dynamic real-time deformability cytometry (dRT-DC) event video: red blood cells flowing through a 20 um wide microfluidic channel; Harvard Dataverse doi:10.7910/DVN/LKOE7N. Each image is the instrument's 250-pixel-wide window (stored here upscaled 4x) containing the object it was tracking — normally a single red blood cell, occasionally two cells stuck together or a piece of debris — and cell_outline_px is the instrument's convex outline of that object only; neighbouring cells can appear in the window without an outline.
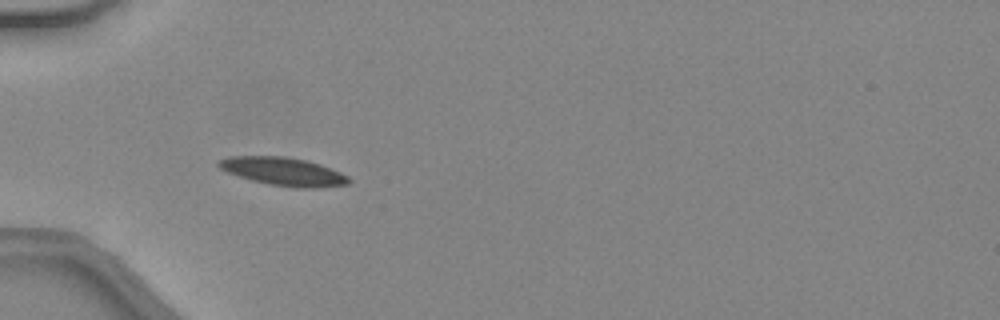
{"species": "common noctule bat (a hibernating species)", "species_latin": "Nyctalus noctula", "temperature_condition": "warm", "stored_images_in_passage": 27, "camera_frame_rate_fps": 3000, "um_per_image_px": 0.085, "animal": {"sex": "female", "body_mass_g": 24.6, "forearm_length_mm": 56.2}, "frame": {"image": 1, "passage_image": 3, "time_ms": 0.667, "image_size_px": [1000, 320], "cell_outline_px": [[352, 180], [348, 184], [316, 188], [296, 188], [268, 184], [252, 180], [228, 172], [220, 168], [216, 164], [216, 160], [232, 156], [284, 156], [308, 160], [320, 164], [340, 172], [348, 176]], "centroid_in_image_um": [24.1, 14.57], "position_along_channel_um": 60.9, "area_um2": 21.44}}
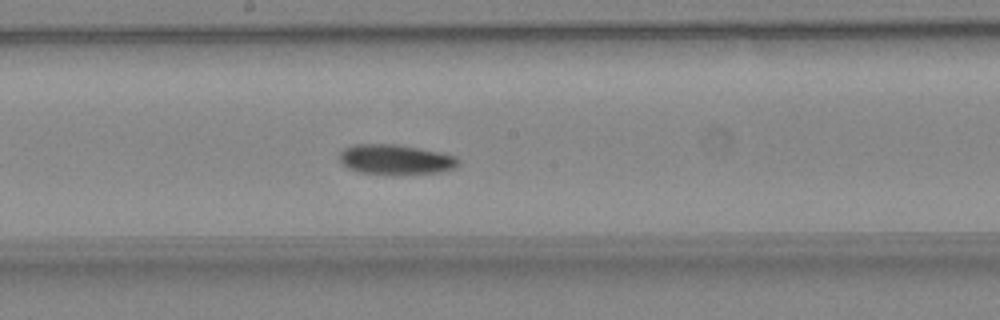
{"frame": {"image": 2, "passage_image": 14, "time_ms": 4.333, "image_size_px": [1000, 320], "cell_outline_px": [[460, 164], [456, 168], [440, 172], [360, 172], [348, 168], [340, 160], [340, 152], [344, 148], [352, 144], [396, 144], [440, 152], [456, 156], [460, 160]], "centroid_in_image_um": [33.65, 13.51], "position_along_channel_um": 214.6, "area_um2": 20.11}}
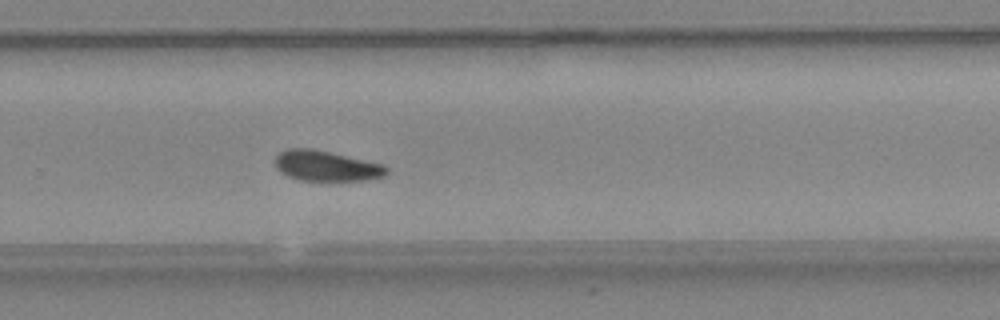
{"frame": {"image": 3, "passage_image": 20, "time_ms": 6.333, "image_size_px": [1000, 320], "cell_outline_px": [[388, 172], [384, 176], [368, 180], [300, 180], [288, 176], [280, 172], [276, 168], [276, 156], [280, 152], [288, 148], [312, 148], [384, 164], [388, 168]], "centroid_in_image_um": [27.74, 14.1], "position_along_channel_um": 302.1, "area_um2": 19.71}, "authors_computed_cell_mechanics": {"area_um2": 20.6346, "velocity_mm_per_s": 4.3957, "shape_relaxation_time_tau1_ms": null, "shape_relaxation_time_tau2_ms": 4.5449, "deformation_change_tau1": null, "deformation_change_tau2": 0.1029}}